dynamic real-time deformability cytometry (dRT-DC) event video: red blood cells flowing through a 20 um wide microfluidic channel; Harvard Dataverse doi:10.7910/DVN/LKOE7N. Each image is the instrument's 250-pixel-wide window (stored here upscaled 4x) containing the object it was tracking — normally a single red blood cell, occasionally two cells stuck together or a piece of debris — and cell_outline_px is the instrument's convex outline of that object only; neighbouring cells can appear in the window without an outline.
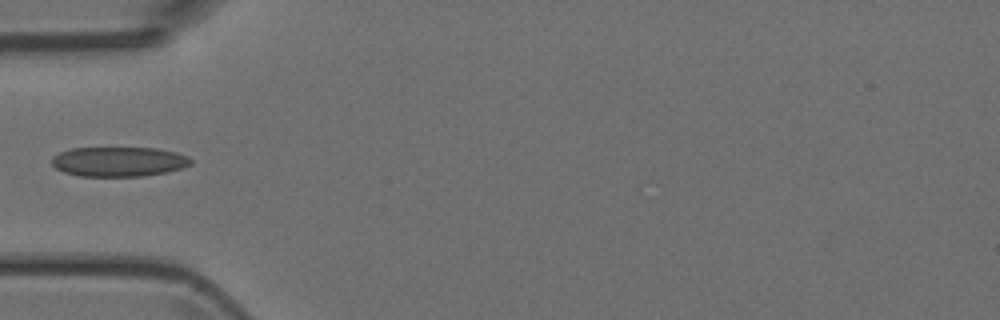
{"species": "Egyptian fruit bat (a non-hibernating species)", "species_latin": "Rousettus aegyptiacus", "temperature_condition": "room temperature", "stored_images_in_passage": 4, "camera_frame_rate_fps": 3000, "um_per_image_px": 0.085, "animal": {"sex": "female"}, "frame": {"image": 1, "passage_image": 4, "time_ms": 3.333, "image_size_px": [1000, 320], "cell_outline_px": [[192, 164], [184, 168], [168, 172], [144, 176], [80, 176], [64, 172], [56, 168], [52, 164], [52, 156], [60, 152], [72, 148], [156, 148], [176, 152], [188, 156], [192, 160]], "centroid_in_image_um": [10.13, 13.74], "position_along_channel_um": 74.9, "area_um2": 24.22}}